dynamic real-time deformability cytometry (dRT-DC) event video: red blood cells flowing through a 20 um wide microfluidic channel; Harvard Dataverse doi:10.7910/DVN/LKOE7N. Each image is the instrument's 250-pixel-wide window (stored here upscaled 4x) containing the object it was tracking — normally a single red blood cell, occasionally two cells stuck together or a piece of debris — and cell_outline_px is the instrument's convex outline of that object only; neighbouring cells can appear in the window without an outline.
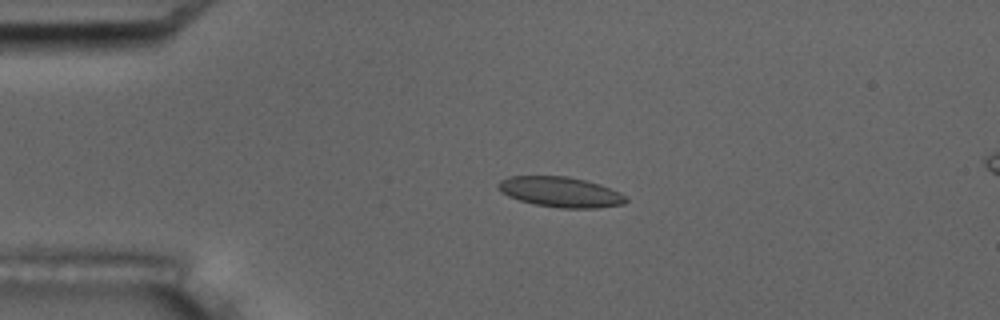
{"species": "common noctule bat (a hibernating species)", "species_latin": "Nyctalus noctula", "temperature_condition": "room temperature", "stored_images_in_passage": 5, "camera_frame_rate_fps": 3000, "um_per_image_px": 0.085, "animal": {"sex": "male", "body_mass_g": 17.5, "forearm_length_mm": 52.3}, "frame": {"image": 1, "passage_image": 3, "time_ms": 3.333, "image_size_px": [1000, 320], "cell_outline_px": [[628, 200], [624, 204], [596, 208], [560, 208], [536, 204], [520, 200], [508, 196], [500, 192], [496, 188], [496, 184], [500, 180], [508, 176], [568, 176], [600, 184], [620, 192]], "centroid_in_image_um": [47.6, 16.31], "position_along_channel_um": 37.4, "area_um2": 22.6}}